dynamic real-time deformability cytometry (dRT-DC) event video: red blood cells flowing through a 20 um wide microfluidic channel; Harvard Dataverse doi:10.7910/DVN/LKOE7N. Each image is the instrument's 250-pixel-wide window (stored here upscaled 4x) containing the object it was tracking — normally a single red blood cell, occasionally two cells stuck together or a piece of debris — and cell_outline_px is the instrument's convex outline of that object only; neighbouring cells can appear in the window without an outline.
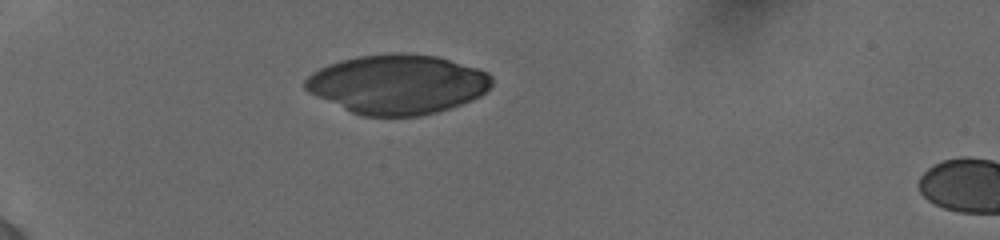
{"species": "human", "species_latin": "Homo sapiens", "temperature_condition": "cold", "stored_images_in_passage": 6, "camera_frame_rate_fps": 3000, "um_per_image_px": 0.085, "donor": {"sex": "female"}, "frame": {"image": 1, "passage_image": 1, "time_ms": 0.0, "image_size_px": [1000, 240], "cell_outline_px": [[492, 84], [480, 96], [472, 100], [436, 112], [420, 116], [364, 116], [352, 112], [316, 96], [308, 92], [304, 88], [304, 80], [312, 72], [328, 64], [340, 60], [356, 56], [388, 52], [400, 52], [436, 56], [476, 68], [488, 72], [492, 76]], "centroid_in_image_um": [33.76, 7.15], "position_along_channel_um": 51.2, "area_um2": 64.62}}